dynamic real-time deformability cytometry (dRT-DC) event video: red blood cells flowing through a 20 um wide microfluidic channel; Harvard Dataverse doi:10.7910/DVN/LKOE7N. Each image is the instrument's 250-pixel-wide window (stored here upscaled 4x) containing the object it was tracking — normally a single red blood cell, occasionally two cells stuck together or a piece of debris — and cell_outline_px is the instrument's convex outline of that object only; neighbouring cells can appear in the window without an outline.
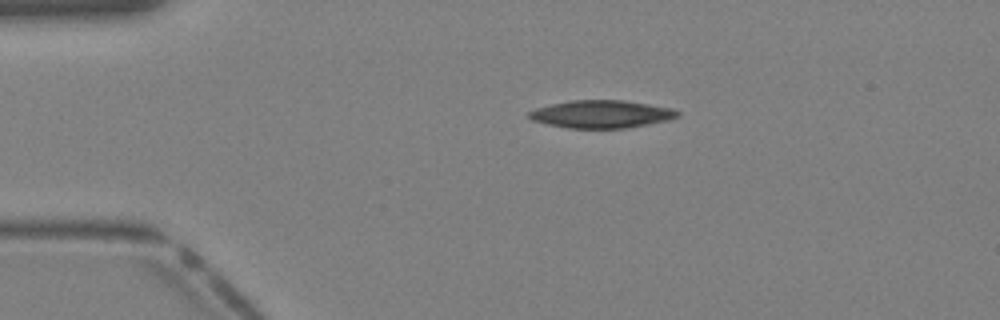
{"species": "Egyptian fruit bat (a non-hibernating species)", "species_latin": "Rousettus aegyptiacus", "temperature_condition": "warm", "stored_images_in_passage": 33, "camera_frame_rate_fps": 3000, "um_per_image_px": 0.085, "animal": {"sex": "female"}, "frame": {"image": 1, "passage_image": 1, "time_ms": 0.0, "image_size_px": [1000, 320], "cell_outline_px": [[680, 116], [668, 120], [628, 128], [568, 128], [548, 124], [532, 120], [528, 116], [528, 112], [536, 108], [552, 104], [572, 100], [624, 100], [672, 108], [680, 112]], "centroid_in_image_um": [51.14, 9.7], "position_along_channel_um": 33.9, "area_um2": 23.93}}
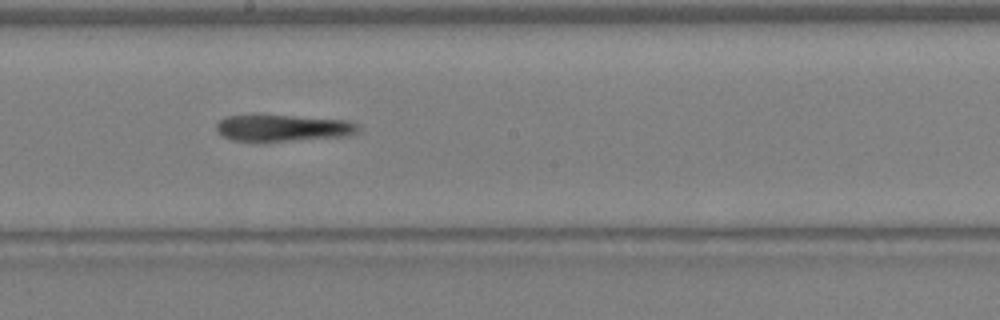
{"frame": {"image": 2, "passage_image": 15, "time_ms": 4.667, "image_size_px": [1000, 320], "cell_outline_px": [[364, 128], [360, 132], [352, 136], [288, 140], [232, 140], [224, 136], [216, 128], [216, 124], [220, 120], [228, 116], [296, 116], [348, 120], [360, 124]], "centroid_in_image_um": [24.23, 10.87], "position_along_channel_um": 224.0, "area_um2": 21.68}}
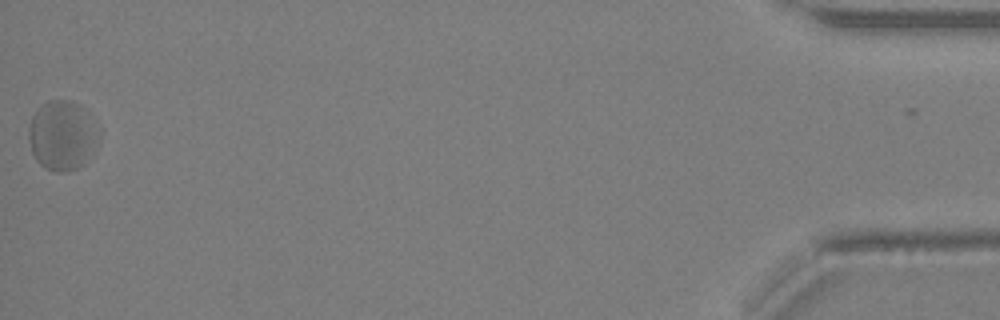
{"frame": {"image": 3, "passage_image": 33, "time_ms": 10.667, "image_size_px": [1000, 320], "cell_outline_px": [[100, 140], [84, 164], [76, 168], [64, 172], [52, 172], [44, 168], [36, 160], [32, 152], [28, 140], [28, 128], [32, 116], [36, 108], [48, 100], [72, 100], [80, 104], [100, 128]], "centroid_in_image_um": [5.3, 11.5], "position_along_channel_um": 429.9, "area_um2": 29.07}}